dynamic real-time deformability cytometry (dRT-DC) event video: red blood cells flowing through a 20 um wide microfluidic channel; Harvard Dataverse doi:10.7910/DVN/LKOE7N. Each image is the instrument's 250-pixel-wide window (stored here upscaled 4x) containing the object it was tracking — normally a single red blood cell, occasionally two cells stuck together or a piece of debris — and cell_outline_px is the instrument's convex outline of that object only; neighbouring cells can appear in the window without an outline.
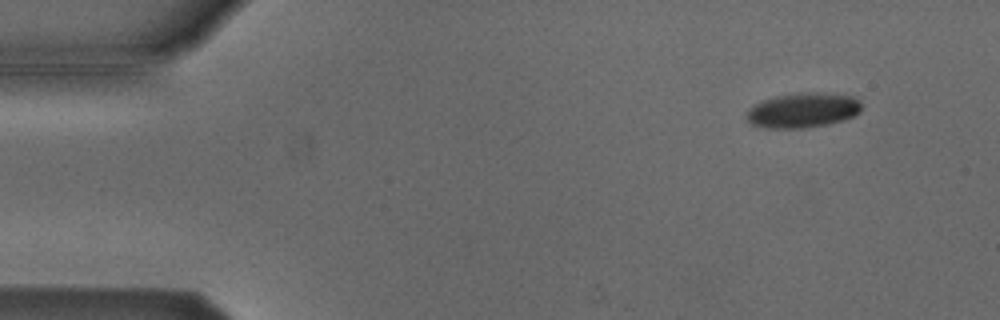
{"species": "Egyptian fruit bat (a non-hibernating species)", "species_latin": "Rousettus aegyptiacus", "temperature_condition": "cold", "stored_images_in_passage": 9, "camera_frame_rate_fps": 3000, "um_per_image_px": 0.085, "animal": {"sex": "male"}, "frame": {"image": 1, "passage_image": 2, "time_ms": 0.333, "image_size_px": [1000, 320], "cell_outline_px": [[860, 112], [856, 116], [844, 120], [828, 124], [804, 128], [768, 128], [752, 124], [744, 116], [748, 108], [764, 100], [776, 96], [800, 92], [816, 92], [852, 96], [860, 104]], "centroid_in_image_um": [68.23, 9.38], "position_along_channel_um": 16.8, "area_um2": 23.35}}
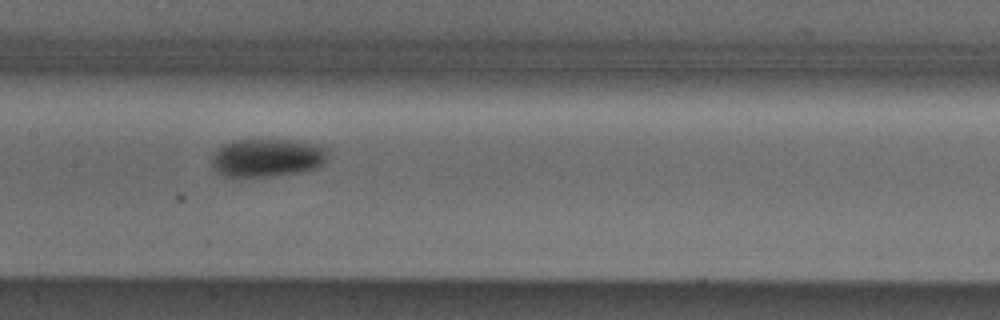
{"frame": {"image": 2, "passage_image": 8, "time_ms": 2.333, "image_size_px": [1000, 320], "cell_outline_px": [[328, 160], [324, 164], [316, 168], [300, 172], [268, 176], [224, 176], [216, 172], [212, 164], [212, 156], [224, 144], [232, 140], [296, 140], [328, 144]], "centroid_in_image_um": [22.82, 13.38], "position_along_channel_um": 184.6, "area_um2": 26.24}}
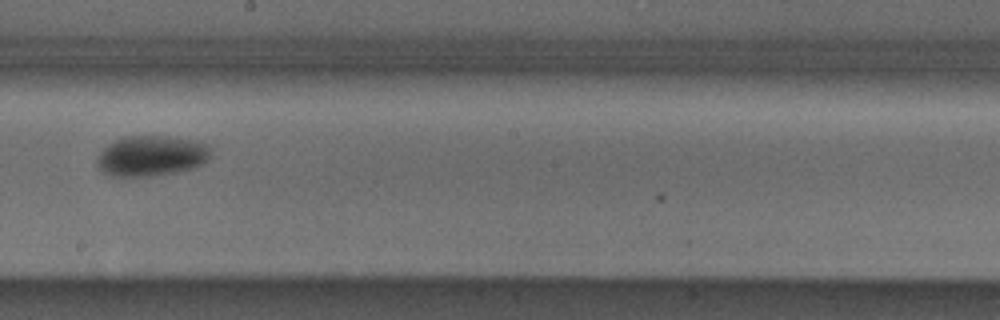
{"frame": {"image": 3, "passage_image": 9, "time_ms": 2.667, "image_size_px": [1000, 320], "cell_outline_px": [[208, 160], [204, 164], [192, 168], [176, 172], [152, 176], [112, 176], [104, 172], [100, 168], [96, 160], [100, 152], [108, 144], [124, 136], [168, 136], [196, 140], [208, 144]], "centroid_in_image_um": [12.87, 13.24], "position_along_channel_um": 235.3, "area_um2": 26.76}}